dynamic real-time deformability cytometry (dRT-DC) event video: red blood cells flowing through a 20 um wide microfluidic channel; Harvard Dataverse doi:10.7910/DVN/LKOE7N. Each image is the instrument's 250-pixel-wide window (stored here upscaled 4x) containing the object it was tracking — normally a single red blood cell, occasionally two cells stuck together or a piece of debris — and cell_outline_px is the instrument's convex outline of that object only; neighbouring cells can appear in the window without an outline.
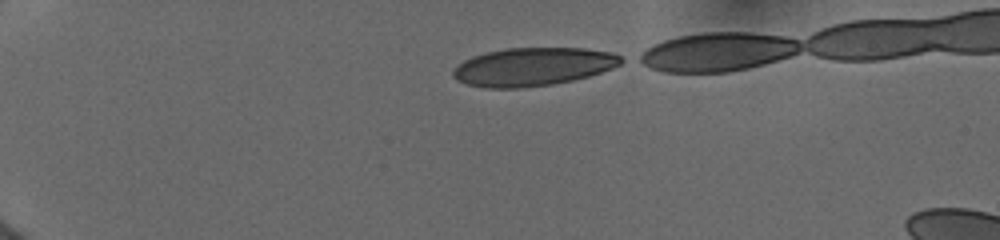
{"species": "human", "species_latin": "Homo sapiens", "temperature_condition": "cold", "stored_images_in_passage": 55, "camera_frame_rate_fps": 3000, "um_per_image_px": 0.085, "donor": {"sex": "female"}, "frame": {"image": 1, "passage_image": 1, "time_ms": 0.0, "image_size_px": [1000, 240], "cell_outline_px": [[628, 60], [612, 68], [588, 76], [572, 80], [552, 84], [520, 88], [484, 88], [468, 84], [456, 80], [452, 76], [452, 72], [464, 60], [472, 56], [488, 52], [508, 48], [584, 48], [612, 52]], "centroid_in_image_um": [45.32, 5.67], "position_along_channel_um": 39.7, "area_um2": 37.34}}
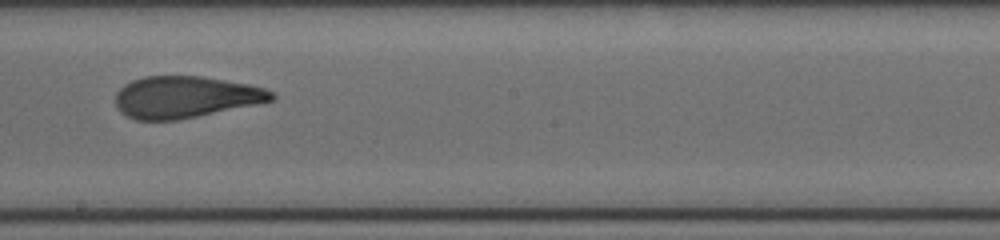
{"frame": {"image": 2, "passage_image": 37, "time_ms": 6.667, "image_size_px": [1000, 240], "cell_outline_px": [[276, 96], [272, 100], [196, 116], [176, 120], [136, 120], [124, 116], [116, 108], [116, 92], [124, 84], [132, 80], [144, 76], [200, 76], [248, 84], [264, 88], [272, 92]], "centroid_in_image_um": [15.67, 8.24], "position_along_channel_um": 232.5, "area_um2": 37.63}}
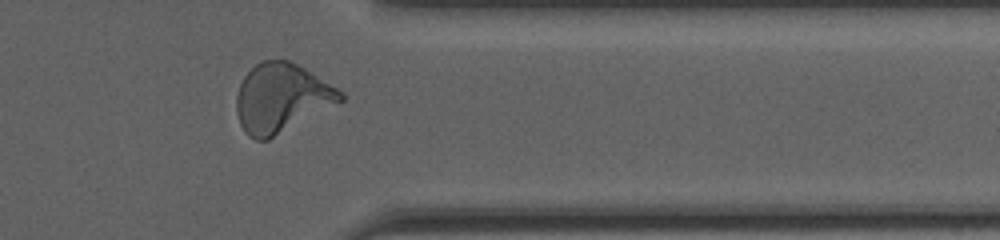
{"frame": {"image": 3, "passage_image": 51, "time_ms": 10.667, "image_size_px": [1000, 240], "cell_outline_px": [[344, 100], [268, 140], [256, 140], [248, 136], [244, 132], [240, 124], [236, 112], [236, 96], [240, 84], [244, 76], [260, 60], [288, 60], [312, 72], [344, 92]], "centroid_in_image_um": [23.91, 8.33], "position_along_channel_um": 387.5, "area_um2": 41.67}}